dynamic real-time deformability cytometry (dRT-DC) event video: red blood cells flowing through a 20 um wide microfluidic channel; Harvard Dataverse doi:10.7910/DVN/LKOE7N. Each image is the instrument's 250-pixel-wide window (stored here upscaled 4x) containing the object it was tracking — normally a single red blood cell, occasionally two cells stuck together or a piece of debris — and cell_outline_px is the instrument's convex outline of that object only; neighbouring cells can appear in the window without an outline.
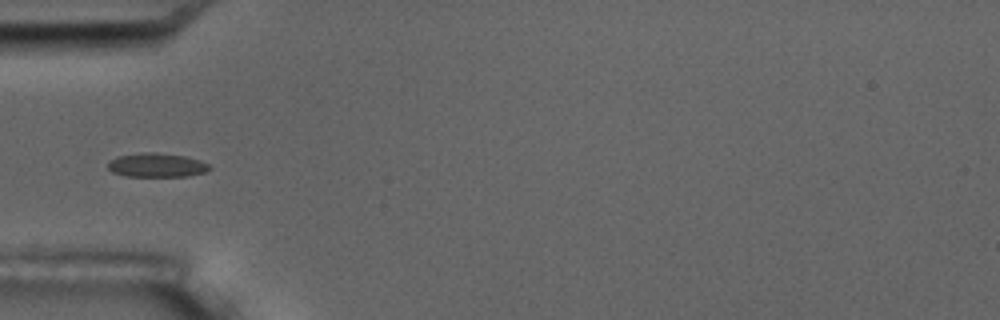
{"species": "common noctule bat (a hibernating species)", "species_latin": "Nyctalus noctula", "temperature_condition": "room temperature", "stored_images_in_passage": 7, "camera_frame_rate_fps": 3000, "um_per_image_px": 0.085, "animal": {"sex": "male", "body_mass_g": 17.5, "forearm_length_mm": 52.3}, "frame": {"image": 1, "passage_image": 6, "time_ms": 5.667, "image_size_px": [1000, 320], "cell_outline_px": [[212, 168], [204, 172], [188, 176], [124, 176], [112, 172], [108, 168], [108, 160], [116, 156], [144, 152], [156, 152], [184, 156], [200, 160], [208, 164]], "centroid_in_image_um": [13.28, 14.03], "position_along_channel_um": 71.7, "area_um2": 14.28}}